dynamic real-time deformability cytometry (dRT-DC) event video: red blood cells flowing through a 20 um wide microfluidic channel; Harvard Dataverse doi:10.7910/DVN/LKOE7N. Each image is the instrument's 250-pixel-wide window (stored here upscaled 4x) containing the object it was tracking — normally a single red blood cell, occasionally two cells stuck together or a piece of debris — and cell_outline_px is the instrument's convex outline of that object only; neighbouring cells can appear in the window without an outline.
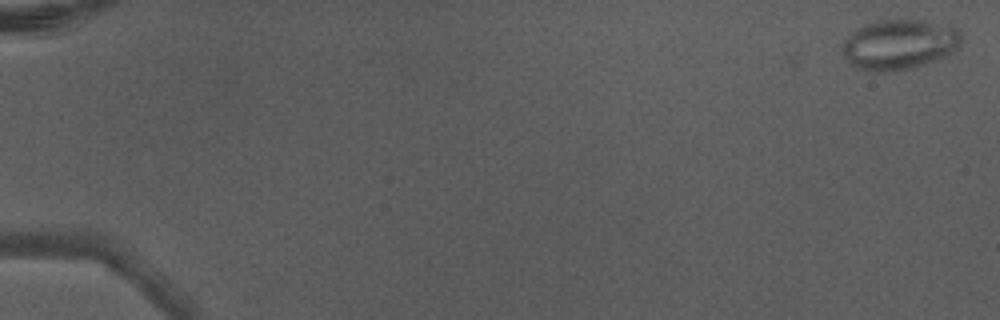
{"species": "Egyptian fruit bat (a non-hibernating species)", "species_latin": "Rousettus aegyptiacus", "temperature_condition": "warm", "stored_images_in_passage": 5, "camera_frame_rate_fps": 3000, "um_per_image_px": 0.085, "animal": {"sex": "male"}, "frame": {"image": 1, "passage_image": 1, "time_ms": 0.0, "image_size_px": [1000, 320], "cell_outline_px": [[960, 44], [948, 56], [924, 64], [908, 68], [884, 72], [880, 72], [856, 68], [844, 56], [840, 48], [848, 32], [864, 24], [876, 20], [924, 20], [948, 24], [956, 28], [960, 32]], "centroid_in_image_um": [76.41, 3.75], "position_along_channel_um": 8.6, "area_um2": 35.03}}